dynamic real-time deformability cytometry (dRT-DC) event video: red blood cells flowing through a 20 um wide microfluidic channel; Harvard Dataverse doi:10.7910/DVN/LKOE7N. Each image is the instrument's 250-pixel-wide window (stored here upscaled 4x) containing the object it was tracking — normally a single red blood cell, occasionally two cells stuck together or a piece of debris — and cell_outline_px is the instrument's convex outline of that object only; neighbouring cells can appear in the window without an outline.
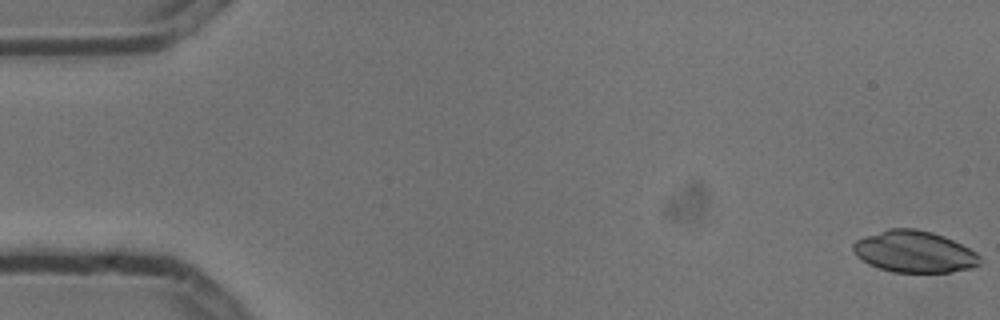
{"species": "common noctule bat (a hibernating species)", "species_latin": "Nyctalus noctula", "temperature_condition": "cold", "stored_images_in_passage": 6, "camera_frame_rate_fps": 3000, "um_per_image_px": 0.085, "animal": {"sex": "male", "body_mass_g": 13.3}, "frame": {"image": 1, "passage_image": 1, "time_ms": 0.0, "image_size_px": [1000, 320], "cell_outline_px": [[980, 264], [972, 268], [948, 272], [892, 272], [868, 264], [856, 256], [852, 248], [852, 244], [856, 240], [864, 236], [888, 228], [916, 228], [932, 232], [944, 236], [976, 252], [980, 256]], "centroid_in_image_um": [77.69, 21.39], "position_along_channel_um": 7.3, "area_um2": 30.81}}